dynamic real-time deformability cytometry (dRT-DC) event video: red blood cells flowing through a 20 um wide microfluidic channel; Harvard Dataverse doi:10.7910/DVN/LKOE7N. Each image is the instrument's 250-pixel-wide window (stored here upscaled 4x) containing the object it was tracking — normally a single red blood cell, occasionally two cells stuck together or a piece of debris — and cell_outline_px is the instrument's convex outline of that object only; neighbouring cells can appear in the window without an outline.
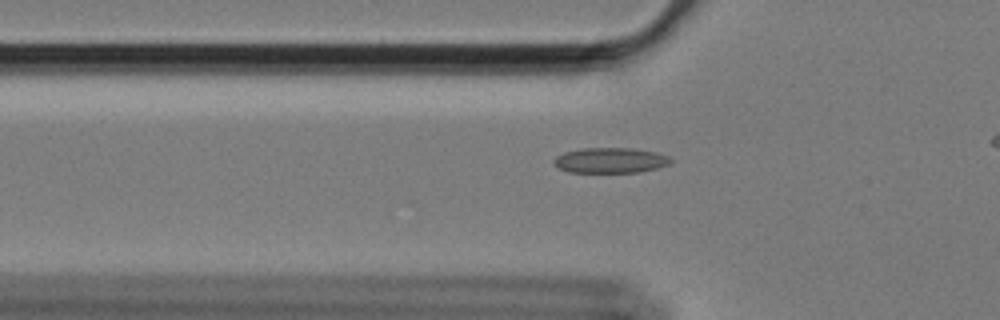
{"species": "Egyptian fruit bat (a non-hibernating species)", "species_latin": "Rousettus aegyptiacus", "temperature_condition": "cold", "stored_images_in_passage": 37, "camera_frame_rate_fps": 3000, "um_per_image_px": 0.085, "animal": {"sex": "female"}, "frame": {"image": 1, "passage_image": 5, "time_ms": 1.333, "image_size_px": [1000, 320], "cell_outline_px": [[672, 160], [668, 164], [656, 168], [640, 172], [568, 172], [560, 168], [552, 160], [556, 156], [564, 152], [584, 148], [628, 148], [656, 152], [668, 156]], "centroid_in_image_um": [51.87, 13.63], "position_along_channel_um": 73.9, "area_um2": 17.05}}
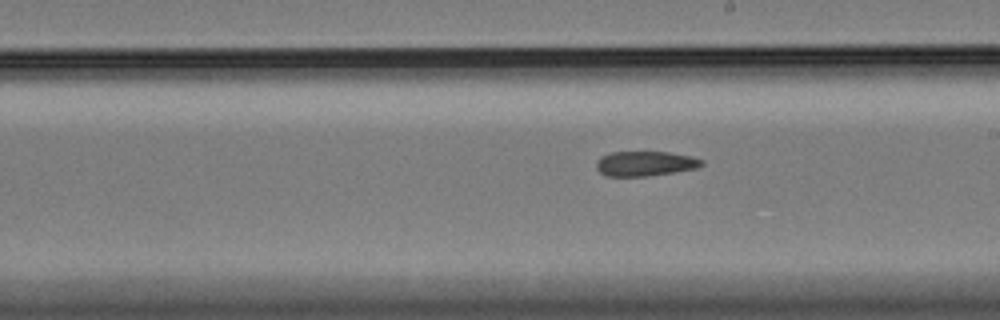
{"frame": {"image": 2, "passage_image": 19, "time_ms": 6.0, "image_size_px": [1000, 320], "cell_outline_px": [[704, 164], [696, 168], [672, 172], [644, 176], [604, 176], [596, 168], [596, 160], [600, 156], [612, 152], [668, 152], [692, 156], [704, 160]], "centroid_in_image_um": [54.81, 13.9], "position_along_channel_um": 234.2, "area_um2": 15.26}}
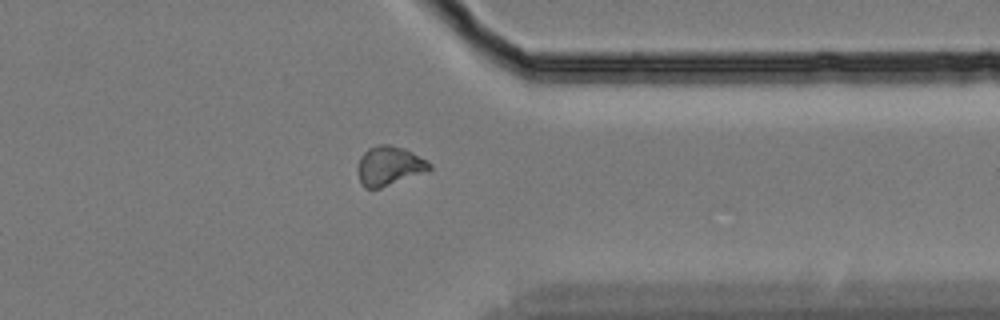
{"frame": {"image": 3, "passage_image": 32, "time_ms": 10.333, "image_size_px": [1000, 320], "cell_outline_px": [[432, 168], [380, 188], [364, 188], [360, 180], [356, 168], [360, 156], [368, 148], [380, 144], [388, 144], [404, 148], [428, 160], [432, 164]], "centroid_in_image_um": [33.05, 14.07], "position_along_channel_um": 378.4, "area_um2": 16.24}}